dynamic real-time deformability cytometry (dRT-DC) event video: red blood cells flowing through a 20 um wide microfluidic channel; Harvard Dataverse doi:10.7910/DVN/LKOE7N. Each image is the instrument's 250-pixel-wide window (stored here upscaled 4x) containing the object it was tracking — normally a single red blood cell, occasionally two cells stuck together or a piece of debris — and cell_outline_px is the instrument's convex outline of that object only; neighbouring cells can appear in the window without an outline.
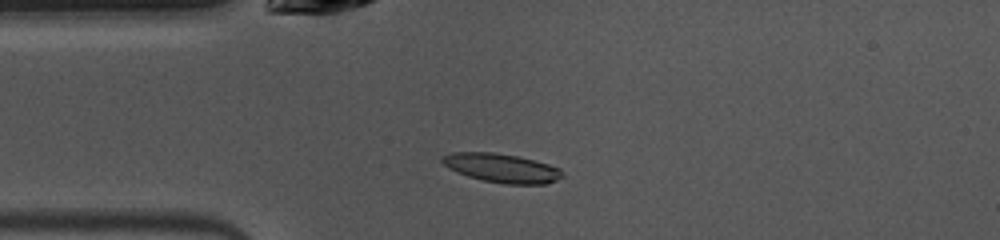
{"species": "common noctule bat (a hibernating species)", "species_latin": "Nyctalus noctula", "temperature_condition": "warm", "stored_images_in_passage": 49, "camera_frame_rate_fps": 3000, "um_per_image_px": 0.085, "animal": {"sex": "female", "body_mass_g": 10.0, "forearm_length_mm": 53.1}, "frame": {"image": 1, "passage_image": 11, "time_ms": 3.333, "image_size_px": [1000, 240], "cell_outline_px": [[564, 176], [548, 184], [504, 184], [484, 180], [468, 176], [456, 172], [448, 168], [440, 160], [440, 156], [452, 152], [492, 152], [516, 156], [548, 164], [560, 168], [564, 172]], "centroid_in_image_um": [42.63, 14.28], "position_along_channel_um": 42.4, "area_um2": 20.29}}
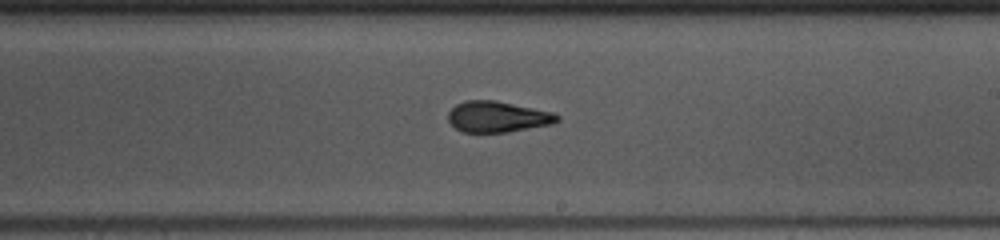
{"frame": {"image": 2, "passage_image": 27, "time_ms": 8.667, "image_size_px": [1000, 240], "cell_outline_px": [[560, 120], [552, 124], [508, 132], [464, 132], [456, 128], [448, 120], [448, 112], [456, 104], [464, 100], [496, 100], [552, 112], [560, 116]], "centroid_in_image_um": [42.29, 9.92], "position_along_channel_um": 246.7, "area_um2": 19.65}}
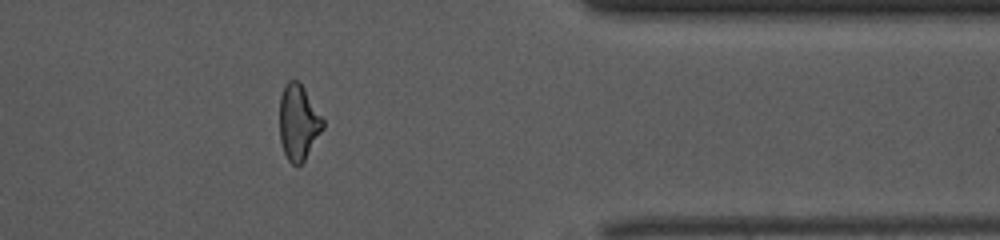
{"frame": {"image": 3, "passage_image": 39, "time_ms": 12.667, "image_size_px": [1000, 240], "cell_outline_px": [[324, 128], [304, 160], [296, 168], [288, 160], [284, 152], [280, 140], [280, 96], [284, 84], [288, 80], [296, 80], [304, 88], [324, 120]], "centroid_in_image_um": [25.36, 10.41], "position_along_channel_um": 386.0, "area_um2": 19.02}, "authors_computed_cell_mechanics": {"area_um2": 19.8832, "velocity_mm_per_s": 4.0097, "shape_relaxation_time_tau1_ms": 4.1547, "shape_relaxation_time_tau2_ms": 1.6655, "deformation_change_tau1": 0.1891, "deformation_change_tau2": 0.0666}}